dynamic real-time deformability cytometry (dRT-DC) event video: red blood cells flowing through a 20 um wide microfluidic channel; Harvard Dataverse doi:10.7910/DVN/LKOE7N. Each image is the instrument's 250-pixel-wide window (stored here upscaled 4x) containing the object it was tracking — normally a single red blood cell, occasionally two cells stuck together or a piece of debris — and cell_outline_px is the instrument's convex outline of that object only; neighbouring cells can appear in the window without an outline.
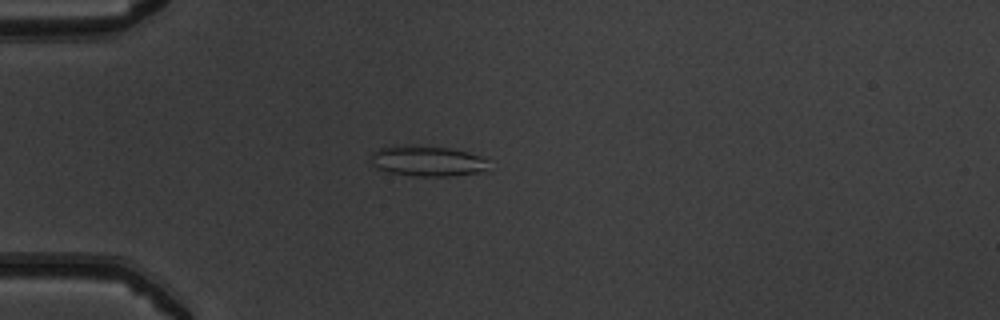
{"species": "common noctule bat (a hibernating species)", "species_latin": "Nyctalus noctula", "temperature_condition": "warm", "stored_images_in_passage": 50, "camera_frame_rate_fps": 3000, "um_per_image_px": 0.085, "animal": {"sex": "male", "body_mass_g": 19.5, "forearm_length_mm": 54.6}, "frame": {"image": 1, "passage_image": 14, "time_ms": 4.333, "image_size_px": [1000, 320], "cell_outline_px": [[488, 160], [484, 168], [476, 172], [448, 176], [412, 176], [388, 172], [372, 164], [372, 152], [380, 148], [404, 144], [448, 148], [468, 152]], "centroid_in_image_um": [36.25, 13.67], "position_along_channel_um": 48.7, "area_um2": 20.52}}
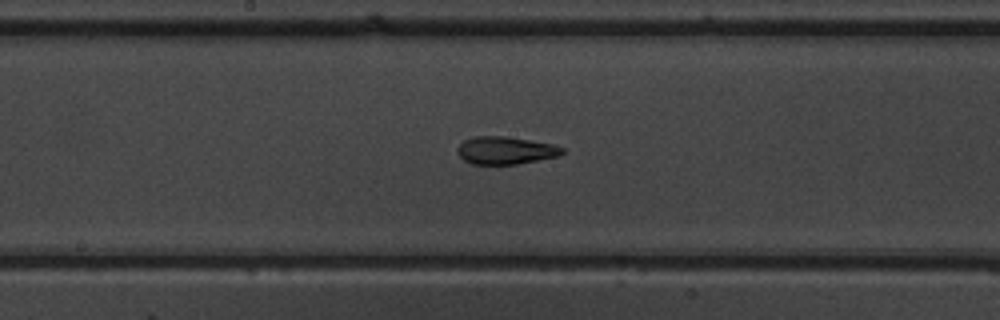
{"frame": {"image": 2, "passage_image": 27, "time_ms": 8.667, "image_size_px": [1000, 320], "cell_outline_px": [[564, 152], [556, 156], [516, 164], [472, 164], [464, 160], [456, 152], [456, 148], [464, 140], [472, 136], [504, 136], [552, 144], [564, 148]], "centroid_in_image_um": [42.9, 12.78], "position_along_channel_um": 205.3, "area_um2": 16.7}}
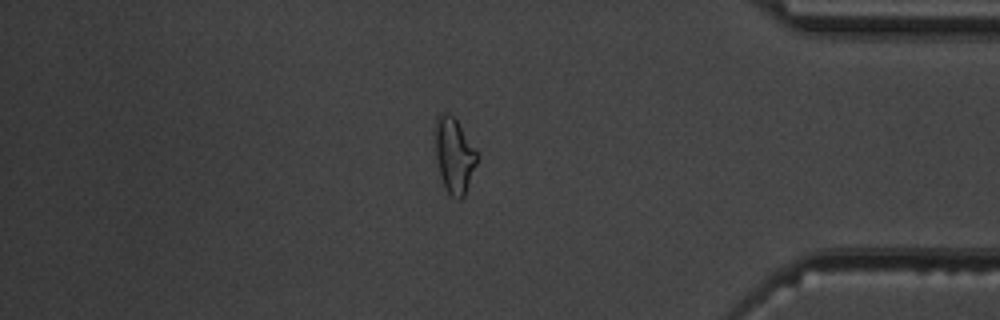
{"frame": {"image": 3, "passage_image": 43, "time_ms": 14.0, "image_size_px": [1000, 320], "cell_outline_px": [[480, 156], [464, 196], [460, 200], [456, 200], [448, 192], [440, 176], [436, 156], [436, 116], [440, 112], [448, 112], [456, 120]], "centroid_in_image_um": [38.62, 13.22], "position_along_channel_um": 396.6, "area_um2": 18.21}, "authors_computed_cell_mechanics": {"area_um2": 18.3226, "velocity_mm_per_s": 4.0489, "shape_relaxation_time_tau1_ms": null, "shape_relaxation_time_tau2_ms": 2.1225, "deformation_change_tau1": null, "deformation_change_tau2": 0.1054}}